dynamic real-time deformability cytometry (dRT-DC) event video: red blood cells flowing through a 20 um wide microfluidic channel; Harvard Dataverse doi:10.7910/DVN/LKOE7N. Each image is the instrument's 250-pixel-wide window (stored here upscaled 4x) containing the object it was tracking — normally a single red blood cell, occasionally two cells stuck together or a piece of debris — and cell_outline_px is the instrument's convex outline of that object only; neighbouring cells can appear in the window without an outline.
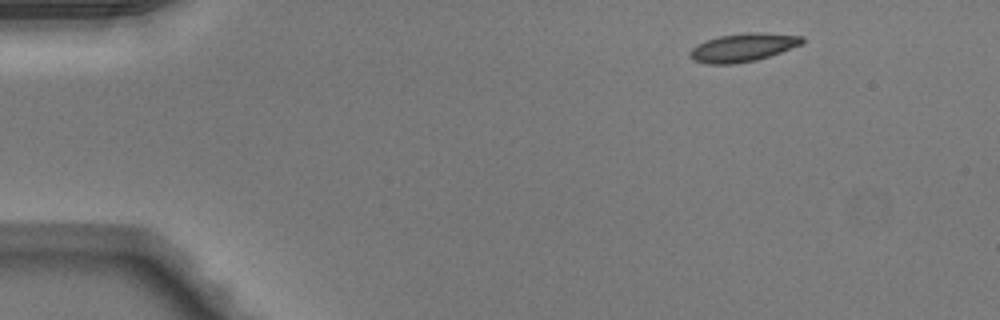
{"species": "Egyptian fruit bat (a non-hibernating species)", "species_latin": "Rousettus aegyptiacus", "temperature_condition": "warm", "stored_images_in_passage": 44, "camera_frame_rate_fps": 3000, "um_per_image_px": 0.085, "animal": {"sex": "male"}, "frame": {"image": 1, "passage_image": 1, "time_ms": 0.0, "image_size_px": [1000, 320], "cell_outline_px": [[804, 40], [800, 44], [780, 52], [756, 60], [736, 64], [708, 64], [692, 60], [688, 56], [688, 52], [696, 44], [720, 36], [748, 32], [760, 32], [804, 36]], "centroid_in_image_um": [63.1, 4.04], "position_along_channel_um": 21.9, "area_um2": 18.44}}
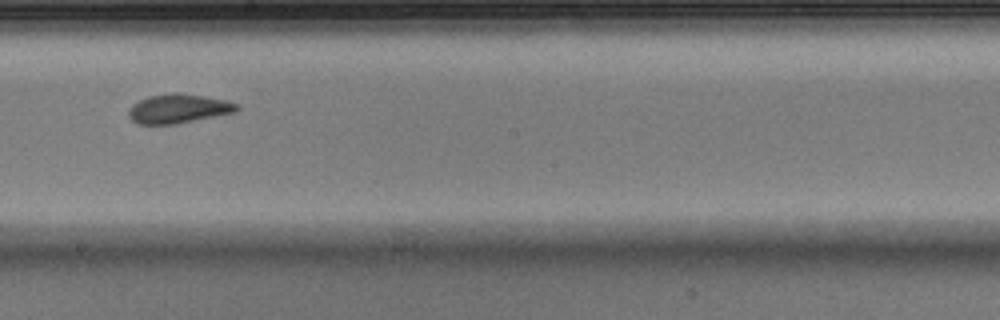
{"frame": {"image": 2, "passage_image": 23, "time_ms": 7.333, "image_size_px": [1000, 320], "cell_outline_px": [[240, 108], [236, 112], [176, 124], [136, 124], [128, 116], [128, 112], [132, 104], [148, 96], [172, 92], [176, 92], [204, 96], [224, 100], [236, 104]], "centroid_in_image_um": [15.13, 9.23], "position_along_channel_um": 233.1, "area_um2": 18.38}}
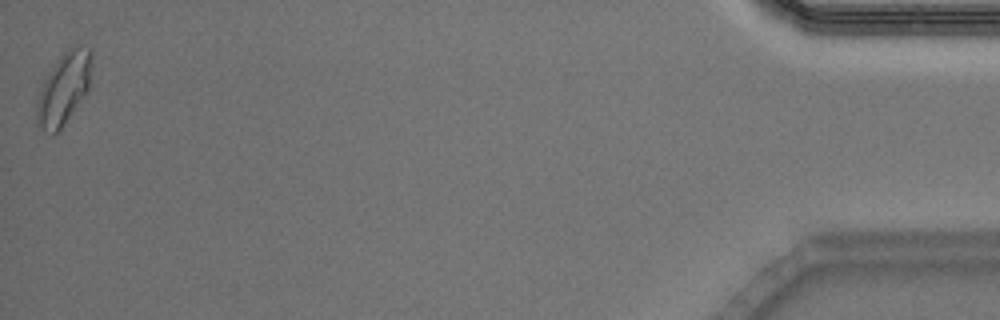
{"frame": {"image": 3, "passage_image": 44, "time_ms": 14.333, "image_size_px": [1000, 320], "cell_outline_px": [[92, 56], [88, 88], [60, 128], [52, 136], [44, 132], [36, 124], [36, 104], [44, 80], [48, 72], [60, 56], [64, 52], [80, 44], [88, 48], [92, 52]], "centroid_in_image_um": [5.38, 7.52], "position_along_channel_um": 429.8, "area_um2": 22.43}, "authors_computed_cell_mechanics": {"area_um2": 18.4093, "velocity_mm_per_s": 4.1099, "shape_relaxation_time_tau1_ms": 3.5622, "shape_relaxation_time_tau2_ms": 1.6195, "deformation_change_tau1": 0.1303, "deformation_change_tau2": 0.0664}}